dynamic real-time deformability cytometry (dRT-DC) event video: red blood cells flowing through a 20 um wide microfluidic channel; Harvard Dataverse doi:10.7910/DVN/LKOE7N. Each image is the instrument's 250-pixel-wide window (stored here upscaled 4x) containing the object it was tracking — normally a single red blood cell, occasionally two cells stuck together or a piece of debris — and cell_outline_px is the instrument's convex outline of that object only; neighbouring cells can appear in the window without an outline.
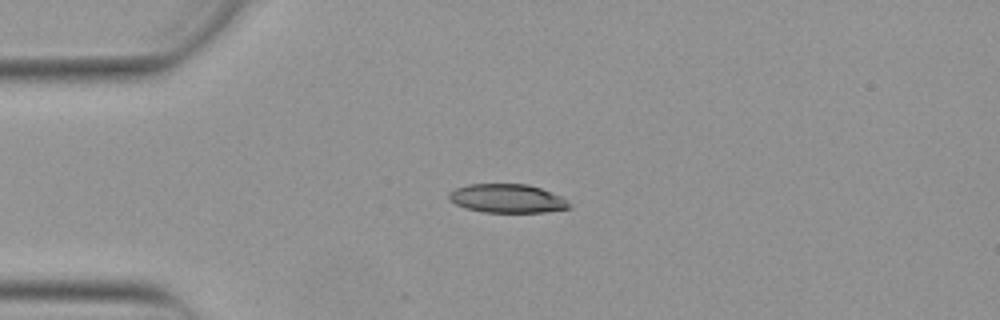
{"species": "Egyptian fruit bat (a non-hibernating species)", "species_latin": "Rousettus aegyptiacus", "temperature_condition": "warm", "stored_images_in_passage": 38, "camera_frame_rate_fps": 3000, "um_per_image_px": 0.085, "animal": {"sex": "female"}, "frame": {"image": 1, "passage_image": 1, "time_ms": 0.0, "image_size_px": [1000, 320], "cell_outline_px": [[572, 208], [544, 212], [484, 212], [464, 208], [448, 200], [448, 192], [456, 188], [468, 184], [528, 184], [564, 196], [572, 204]], "centroid_in_image_um": [43.15, 16.87], "position_along_channel_um": 41.9, "area_um2": 20.46}}
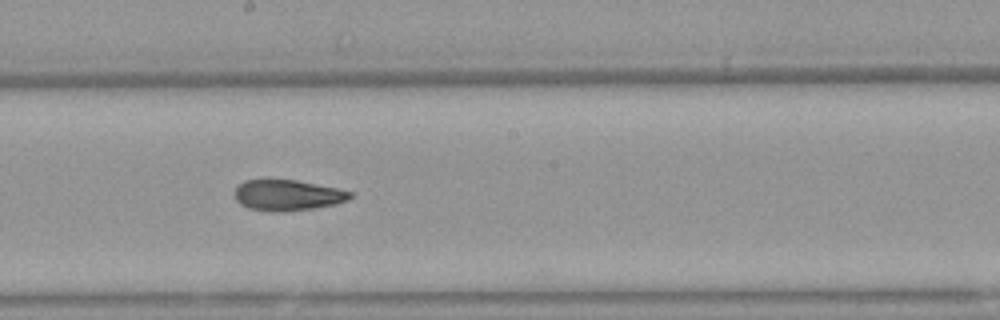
{"frame": {"image": 2, "passage_image": 17, "time_ms": 5.333, "image_size_px": [1000, 320], "cell_outline_px": [[356, 192], [348, 200], [332, 204], [312, 208], [284, 212], [272, 212], [248, 208], [240, 204], [236, 200], [236, 188], [244, 180], [296, 180], [340, 188]], "centroid_in_image_um": [24.48, 16.59], "position_along_channel_um": 223.7, "area_um2": 20.75}}
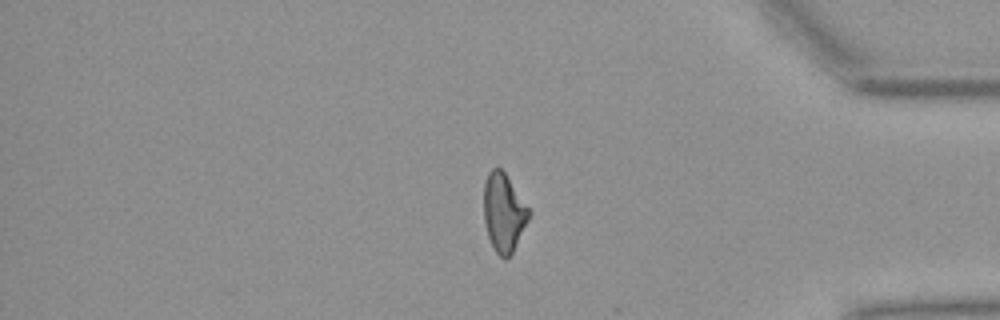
{"frame": {"image": 3, "passage_image": 32, "time_ms": 10.333, "image_size_px": [1000, 320], "cell_outline_px": [[532, 212], [512, 252], [504, 260], [496, 252], [488, 236], [484, 220], [484, 184], [488, 172], [492, 168], [500, 168], [504, 172]], "centroid_in_image_um": [42.81, 18.05], "position_along_channel_um": 392.4, "area_um2": 20.29}}